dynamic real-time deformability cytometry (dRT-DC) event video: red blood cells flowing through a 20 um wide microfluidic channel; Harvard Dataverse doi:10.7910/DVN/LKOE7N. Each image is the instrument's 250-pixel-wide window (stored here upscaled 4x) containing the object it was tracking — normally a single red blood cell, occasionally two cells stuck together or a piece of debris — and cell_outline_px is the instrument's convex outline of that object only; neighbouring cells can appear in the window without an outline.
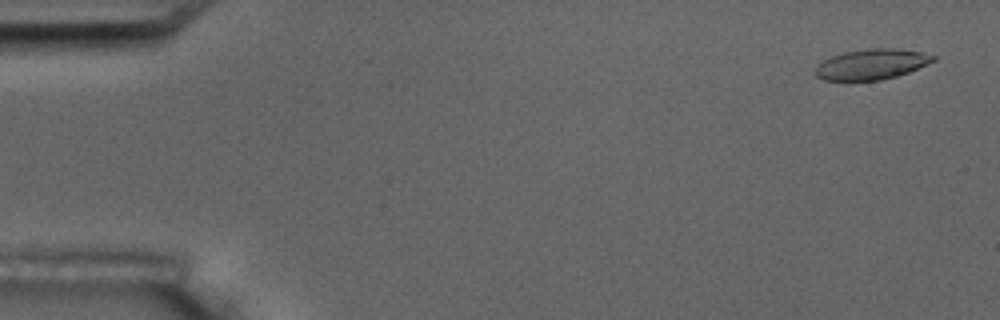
{"species": "common noctule bat (a hibernating species)", "species_latin": "Nyctalus noctula", "temperature_condition": "room temperature", "stored_images_in_passage": 3, "camera_frame_rate_fps": 3000, "um_per_image_px": 0.085, "animal": {"sex": "male", "body_mass_g": 17.5, "forearm_length_mm": 52.3}, "frame": {"image": 1, "passage_image": 1, "time_ms": 0.0, "image_size_px": [1000, 320], "cell_outline_px": [[936, 60], [908, 72], [896, 76], [880, 80], [824, 80], [816, 76], [816, 68], [824, 60], [832, 56], [844, 52], [872, 48], [896, 48], [920, 52], [936, 56]], "centroid_in_image_um": [74.1, 5.46], "position_along_channel_um": 10.9, "area_um2": 20.58}}